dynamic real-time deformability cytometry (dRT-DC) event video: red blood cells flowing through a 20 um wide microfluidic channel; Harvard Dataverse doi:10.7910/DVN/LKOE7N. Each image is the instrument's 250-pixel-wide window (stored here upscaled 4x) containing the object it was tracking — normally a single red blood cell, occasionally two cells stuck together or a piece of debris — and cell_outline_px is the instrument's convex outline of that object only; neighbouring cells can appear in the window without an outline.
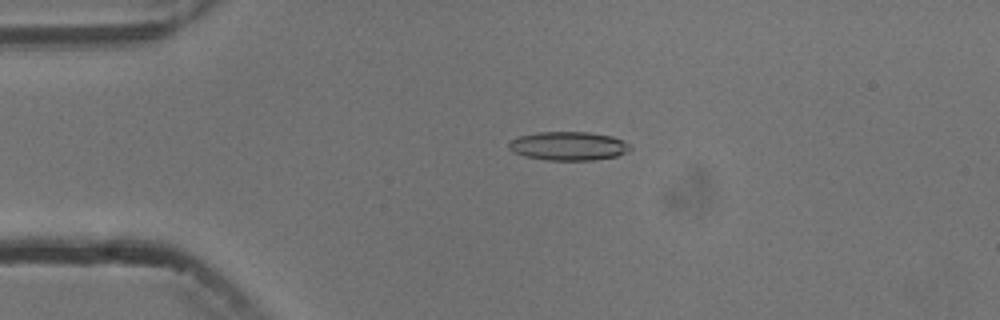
{"species": "common noctule bat (a hibernating species)", "species_latin": "Nyctalus noctula", "temperature_condition": "cold", "stored_images_in_passage": 4, "camera_frame_rate_fps": 3000, "um_per_image_px": 0.085, "animal": {"sex": "male", "body_mass_g": 13.3}, "frame": {"image": 1, "passage_image": 3, "time_ms": 3.333, "image_size_px": [1000, 320], "cell_outline_px": [[632, 148], [616, 156], [592, 160], [544, 160], [524, 156], [512, 152], [508, 148], [508, 140], [520, 136], [536, 132], [588, 132], [612, 136], [628, 144]], "centroid_in_image_um": [48.23, 12.41], "position_along_channel_um": 36.8, "area_um2": 20.29}}